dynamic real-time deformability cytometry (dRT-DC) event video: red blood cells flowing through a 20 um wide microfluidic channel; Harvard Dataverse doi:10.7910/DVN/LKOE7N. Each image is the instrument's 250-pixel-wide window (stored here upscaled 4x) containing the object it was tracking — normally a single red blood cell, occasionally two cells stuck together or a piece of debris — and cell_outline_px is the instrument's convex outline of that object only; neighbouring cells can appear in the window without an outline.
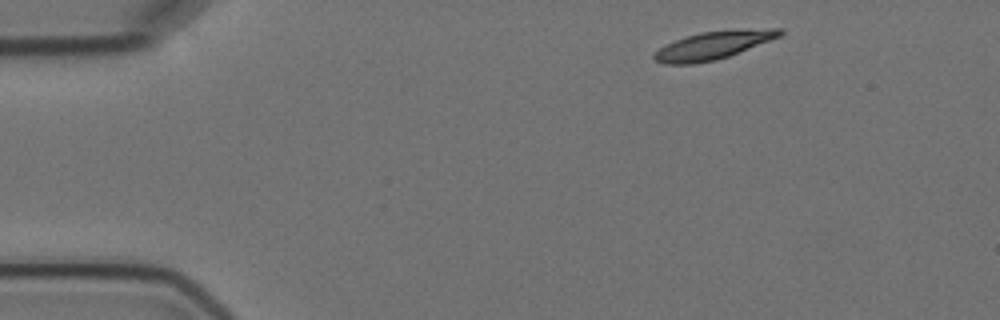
{"species": "Egyptian fruit bat (a non-hibernating species)", "species_latin": "Rousettus aegyptiacus", "temperature_condition": "cold", "stored_images_in_passage": 6, "camera_frame_rate_fps": 3000, "um_per_image_px": 0.085, "animal": {"sex": "female"}, "frame": {"image": 1, "passage_image": 1, "time_ms": 0.0, "image_size_px": [1000, 320], "cell_outline_px": [[784, 32], [780, 36], [728, 56], [716, 60], [692, 64], [664, 64], [652, 60], [652, 56], [660, 48], [676, 40], [700, 32], [768, 28], [784, 28]], "centroid_in_image_um": [60.61, 3.86], "position_along_channel_um": 24.4, "area_um2": 20.06}}
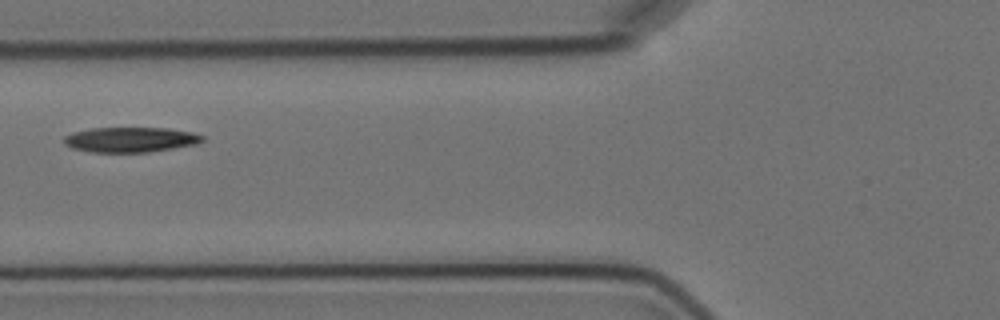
{"frame": {"image": 2, "passage_image": 5, "time_ms": 4.667, "image_size_px": [1000, 320], "cell_outline_px": [[204, 140], [196, 144], [148, 152], [92, 152], [72, 148], [64, 144], [64, 136], [72, 132], [92, 128], [168, 128], [192, 132], [204, 136]], "centroid_in_image_um": [11.07, 11.86], "position_along_channel_um": 114.7, "area_um2": 20.17}}
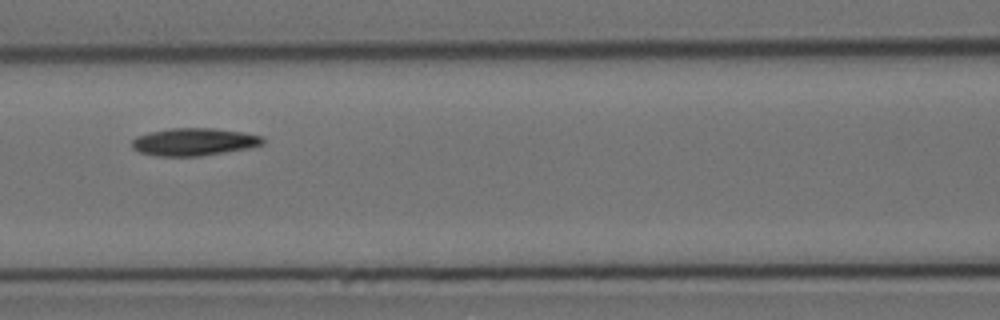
{"frame": {"image": 3, "passage_image": 6, "time_ms": 5.667, "image_size_px": [1000, 320], "cell_outline_px": [[264, 144], [248, 148], [200, 156], [156, 156], [140, 152], [132, 148], [132, 140], [136, 136], [148, 132], [172, 128], [216, 128], [244, 132], [264, 136]], "centroid_in_image_um": [16.5, 12.05], "position_along_channel_um": 150.1, "area_um2": 21.15}}